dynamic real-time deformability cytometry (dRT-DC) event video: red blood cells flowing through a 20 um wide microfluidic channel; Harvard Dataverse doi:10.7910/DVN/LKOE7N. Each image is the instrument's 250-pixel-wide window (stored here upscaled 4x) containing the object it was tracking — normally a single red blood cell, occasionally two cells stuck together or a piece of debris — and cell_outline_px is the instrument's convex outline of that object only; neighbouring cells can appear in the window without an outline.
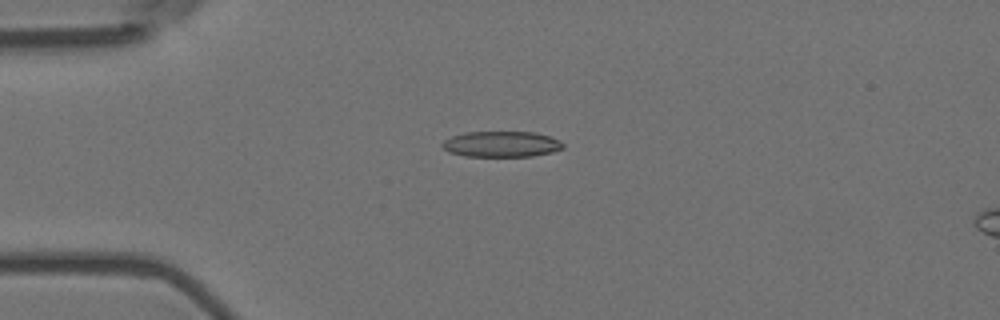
{"species": "Egyptian fruit bat (a non-hibernating species)", "species_latin": "Rousettus aegyptiacus", "temperature_condition": "room temperature", "stored_images_in_passage": 5, "camera_frame_rate_fps": 3000, "um_per_image_px": 0.085, "animal": {"sex": "female"}, "frame": {"image": 1, "passage_image": 4, "time_ms": 1.0, "image_size_px": [1000, 320], "cell_outline_px": [[564, 148], [552, 152], [532, 156], [464, 156], [448, 152], [440, 144], [444, 140], [452, 136], [464, 132], [532, 132], [548, 136], [560, 140], [564, 144]], "centroid_in_image_um": [42.61, 12.25], "position_along_channel_um": 42.4, "area_um2": 18.15}}